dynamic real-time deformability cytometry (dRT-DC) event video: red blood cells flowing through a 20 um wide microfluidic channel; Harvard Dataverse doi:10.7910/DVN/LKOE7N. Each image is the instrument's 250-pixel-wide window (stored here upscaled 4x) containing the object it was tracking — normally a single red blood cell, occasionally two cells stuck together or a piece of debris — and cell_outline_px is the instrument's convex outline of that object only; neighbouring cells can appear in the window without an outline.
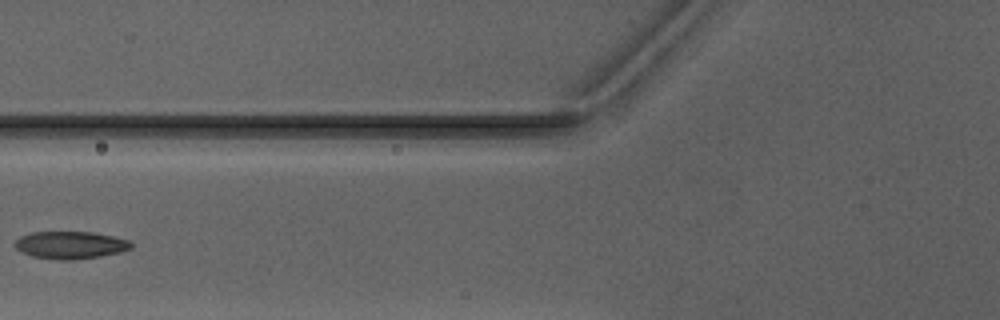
{"species": "Egyptian fruit bat (a non-hibernating species)", "species_latin": "Rousettus aegyptiacus", "temperature_condition": "warm", "stored_images_in_passage": 4, "camera_frame_rate_fps": 3000, "um_per_image_px": 0.085, "animal": {"sex": "male"}, "frame": {"image": 1, "passage_image": 4, "time_ms": 3.667, "image_size_px": [1000, 320], "cell_outline_px": [[132, 248], [120, 252], [100, 256], [72, 260], [56, 260], [32, 256], [20, 252], [12, 244], [20, 236], [32, 232], [92, 232], [112, 236], [128, 240], [132, 244]], "centroid_in_image_um": [5.94, 20.83], "position_along_channel_um": 119.9, "area_um2": 18.67}}